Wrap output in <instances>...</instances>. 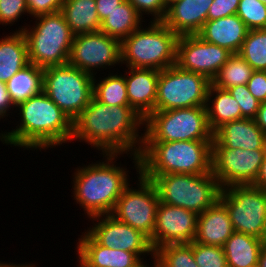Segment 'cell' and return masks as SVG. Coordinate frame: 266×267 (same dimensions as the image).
I'll return each mask as SVG.
<instances>
[{
	"label": "cell",
	"instance_id": "9c48e42d",
	"mask_svg": "<svg viewBox=\"0 0 266 267\" xmlns=\"http://www.w3.org/2000/svg\"><path fill=\"white\" fill-rule=\"evenodd\" d=\"M93 78L72 65L43 69L42 91L72 120L93 98Z\"/></svg>",
	"mask_w": 266,
	"mask_h": 267
},
{
	"label": "cell",
	"instance_id": "e575fe53",
	"mask_svg": "<svg viewBox=\"0 0 266 267\" xmlns=\"http://www.w3.org/2000/svg\"><path fill=\"white\" fill-rule=\"evenodd\" d=\"M193 254L198 267H228L224 249L221 246L193 241Z\"/></svg>",
	"mask_w": 266,
	"mask_h": 267
},
{
	"label": "cell",
	"instance_id": "f1b7e54d",
	"mask_svg": "<svg viewBox=\"0 0 266 267\" xmlns=\"http://www.w3.org/2000/svg\"><path fill=\"white\" fill-rule=\"evenodd\" d=\"M43 69L33 64L17 72L7 83L9 100L15 107L18 103L42 91Z\"/></svg>",
	"mask_w": 266,
	"mask_h": 267
},
{
	"label": "cell",
	"instance_id": "c3c4849f",
	"mask_svg": "<svg viewBox=\"0 0 266 267\" xmlns=\"http://www.w3.org/2000/svg\"><path fill=\"white\" fill-rule=\"evenodd\" d=\"M258 267H266V246L261 249L258 260Z\"/></svg>",
	"mask_w": 266,
	"mask_h": 267
},
{
	"label": "cell",
	"instance_id": "8fae6325",
	"mask_svg": "<svg viewBox=\"0 0 266 267\" xmlns=\"http://www.w3.org/2000/svg\"><path fill=\"white\" fill-rule=\"evenodd\" d=\"M219 200L225 205L235 232L263 239L266 229V190L248 185L222 188Z\"/></svg>",
	"mask_w": 266,
	"mask_h": 267
},
{
	"label": "cell",
	"instance_id": "9a60e30c",
	"mask_svg": "<svg viewBox=\"0 0 266 267\" xmlns=\"http://www.w3.org/2000/svg\"><path fill=\"white\" fill-rule=\"evenodd\" d=\"M231 55L227 49L208 43L197 34L183 35L177 42L176 65L204 75L212 82Z\"/></svg>",
	"mask_w": 266,
	"mask_h": 267
},
{
	"label": "cell",
	"instance_id": "681fc988",
	"mask_svg": "<svg viewBox=\"0 0 266 267\" xmlns=\"http://www.w3.org/2000/svg\"><path fill=\"white\" fill-rule=\"evenodd\" d=\"M75 255H77L76 258L78 257L77 258V263L79 264V265L77 264L78 267H91L77 253Z\"/></svg>",
	"mask_w": 266,
	"mask_h": 267
},
{
	"label": "cell",
	"instance_id": "bcb514c9",
	"mask_svg": "<svg viewBox=\"0 0 266 267\" xmlns=\"http://www.w3.org/2000/svg\"><path fill=\"white\" fill-rule=\"evenodd\" d=\"M150 257L153 259V260H151V262H153L151 266L149 265V263L147 264V262H146V260H144V258H142L139 262H137L132 267H158L159 264H158V260H157L155 253H153Z\"/></svg>",
	"mask_w": 266,
	"mask_h": 267
},
{
	"label": "cell",
	"instance_id": "44dd1931",
	"mask_svg": "<svg viewBox=\"0 0 266 267\" xmlns=\"http://www.w3.org/2000/svg\"><path fill=\"white\" fill-rule=\"evenodd\" d=\"M234 233L229 213L225 205L218 200L197 217L195 242L223 247Z\"/></svg>",
	"mask_w": 266,
	"mask_h": 267
},
{
	"label": "cell",
	"instance_id": "f5cc1de1",
	"mask_svg": "<svg viewBox=\"0 0 266 267\" xmlns=\"http://www.w3.org/2000/svg\"><path fill=\"white\" fill-rule=\"evenodd\" d=\"M260 2L266 4V0H259Z\"/></svg>",
	"mask_w": 266,
	"mask_h": 267
},
{
	"label": "cell",
	"instance_id": "1f68e13d",
	"mask_svg": "<svg viewBox=\"0 0 266 267\" xmlns=\"http://www.w3.org/2000/svg\"><path fill=\"white\" fill-rule=\"evenodd\" d=\"M238 54L254 71H266V29L249 30Z\"/></svg>",
	"mask_w": 266,
	"mask_h": 267
},
{
	"label": "cell",
	"instance_id": "d4e9b609",
	"mask_svg": "<svg viewBox=\"0 0 266 267\" xmlns=\"http://www.w3.org/2000/svg\"><path fill=\"white\" fill-rule=\"evenodd\" d=\"M264 247L262 239L235 232L227 239L223 249L228 267H256Z\"/></svg>",
	"mask_w": 266,
	"mask_h": 267
},
{
	"label": "cell",
	"instance_id": "d6a6232c",
	"mask_svg": "<svg viewBox=\"0 0 266 267\" xmlns=\"http://www.w3.org/2000/svg\"><path fill=\"white\" fill-rule=\"evenodd\" d=\"M159 267H198L194 260L193 242L168 244L154 250Z\"/></svg>",
	"mask_w": 266,
	"mask_h": 267
},
{
	"label": "cell",
	"instance_id": "83f0119b",
	"mask_svg": "<svg viewBox=\"0 0 266 267\" xmlns=\"http://www.w3.org/2000/svg\"><path fill=\"white\" fill-rule=\"evenodd\" d=\"M144 20L134 6L125 0L101 22L100 31L122 41L144 24Z\"/></svg>",
	"mask_w": 266,
	"mask_h": 267
},
{
	"label": "cell",
	"instance_id": "816d5d0a",
	"mask_svg": "<svg viewBox=\"0 0 266 267\" xmlns=\"http://www.w3.org/2000/svg\"><path fill=\"white\" fill-rule=\"evenodd\" d=\"M263 242H264V245L266 246V229H265V233H264V237H263Z\"/></svg>",
	"mask_w": 266,
	"mask_h": 267
},
{
	"label": "cell",
	"instance_id": "d6986e66",
	"mask_svg": "<svg viewBox=\"0 0 266 267\" xmlns=\"http://www.w3.org/2000/svg\"><path fill=\"white\" fill-rule=\"evenodd\" d=\"M126 68L124 77L129 106L145 119L151 112H154L159 71L155 69Z\"/></svg>",
	"mask_w": 266,
	"mask_h": 267
},
{
	"label": "cell",
	"instance_id": "4316f807",
	"mask_svg": "<svg viewBox=\"0 0 266 267\" xmlns=\"http://www.w3.org/2000/svg\"><path fill=\"white\" fill-rule=\"evenodd\" d=\"M60 12L74 35L101 29L95 0H64Z\"/></svg>",
	"mask_w": 266,
	"mask_h": 267
},
{
	"label": "cell",
	"instance_id": "60d3db41",
	"mask_svg": "<svg viewBox=\"0 0 266 267\" xmlns=\"http://www.w3.org/2000/svg\"><path fill=\"white\" fill-rule=\"evenodd\" d=\"M246 85L259 103L266 102V71H254Z\"/></svg>",
	"mask_w": 266,
	"mask_h": 267
},
{
	"label": "cell",
	"instance_id": "7c38bea8",
	"mask_svg": "<svg viewBox=\"0 0 266 267\" xmlns=\"http://www.w3.org/2000/svg\"><path fill=\"white\" fill-rule=\"evenodd\" d=\"M136 188L129 184L118 198L113 215L117 220L152 237L159 196L154 184L140 173ZM138 187V188H137Z\"/></svg>",
	"mask_w": 266,
	"mask_h": 267
},
{
	"label": "cell",
	"instance_id": "52a82bcc",
	"mask_svg": "<svg viewBox=\"0 0 266 267\" xmlns=\"http://www.w3.org/2000/svg\"><path fill=\"white\" fill-rule=\"evenodd\" d=\"M142 176L154 184L160 202L182 207L197 215L215 204L222 190L212 172Z\"/></svg>",
	"mask_w": 266,
	"mask_h": 267
},
{
	"label": "cell",
	"instance_id": "f35d334b",
	"mask_svg": "<svg viewBox=\"0 0 266 267\" xmlns=\"http://www.w3.org/2000/svg\"><path fill=\"white\" fill-rule=\"evenodd\" d=\"M64 0H26L29 17L60 12Z\"/></svg>",
	"mask_w": 266,
	"mask_h": 267
},
{
	"label": "cell",
	"instance_id": "f6af8a7d",
	"mask_svg": "<svg viewBox=\"0 0 266 267\" xmlns=\"http://www.w3.org/2000/svg\"><path fill=\"white\" fill-rule=\"evenodd\" d=\"M257 126L266 134V102L260 103L259 110L254 118Z\"/></svg>",
	"mask_w": 266,
	"mask_h": 267
},
{
	"label": "cell",
	"instance_id": "ee69618b",
	"mask_svg": "<svg viewBox=\"0 0 266 267\" xmlns=\"http://www.w3.org/2000/svg\"><path fill=\"white\" fill-rule=\"evenodd\" d=\"M251 185L266 190V156L260 166L256 180Z\"/></svg>",
	"mask_w": 266,
	"mask_h": 267
},
{
	"label": "cell",
	"instance_id": "8d00e7d4",
	"mask_svg": "<svg viewBox=\"0 0 266 267\" xmlns=\"http://www.w3.org/2000/svg\"><path fill=\"white\" fill-rule=\"evenodd\" d=\"M24 14L29 16L26 0H0V25L13 26Z\"/></svg>",
	"mask_w": 266,
	"mask_h": 267
},
{
	"label": "cell",
	"instance_id": "ac0fdd59",
	"mask_svg": "<svg viewBox=\"0 0 266 267\" xmlns=\"http://www.w3.org/2000/svg\"><path fill=\"white\" fill-rule=\"evenodd\" d=\"M214 0H167V13L162 21L178 36L200 32Z\"/></svg>",
	"mask_w": 266,
	"mask_h": 267
},
{
	"label": "cell",
	"instance_id": "7402d4cb",
	"mask_svg": "<svg viewBox=\"0 0 266 267\" xmlns=\"http://www.w3.org/2000/svg\"><path fill=\"white\" fill-rule=\"evenodd\" d=\"M77 241L75 252L91 267H132L142 259L132 252L103 247L86 231Z\"/></svg>",
	"mask_w": 266,
	"mask_h": 267
},
{
	"label": "cell",
	"instance_id": "d590c367",
	"mask_svg": "<svg viewBox=\"0 0 266 267\" xmlns=\"http://www.w3.org/2000/svg\"><path fill=\"white\" fill-rule=\"evenodd\" d=\"M227 90L241 108V119H254L259 110L260 103L249 92L247 85H238Z\"/></svg>",
	"mask_w": 266,
	"mask_h": 267
},
{
	"label": "cell",
	"instance_id": "6da1fadb",
	"mask_svg": "<svg viewBox=\"0 0 266 267\" xmlns=\"http://www.w3.org/2000/svg\"><path fill=\"white\" fill-rule=\"evenodd\" d=\"M140 129H144V118L131 106H109L93 96L73 121L71 142L86 143L99 154H130L138 175L139 153L144 143V132Z\"/></svg>",
	"mask_w": 266,
	"mask_h": 267
},
{
	"label": "cell",
	"instance_id": "30bf717a",
	"mask_svg": "<svg viewBox=\"0 0 266 267\" xmlns=\"http://www.w3.org/2000/svg\"><path fill=\"white\" fill-rule=\"evenodd\" d=\"M211 81L176 64L159 71L155 111L205 107Z\"/></svg>",
	"mask_w": 266,
	"mask_h": 267
},
{
	"label": "cell",
	"instance_id": "7bdbcfd3",
	"mask_svg": "<svg viewBox=\"0 0 266 267\" xmlns=\"http://www.w3.org/2000/svg\"><path fill=\"white\" fill-rule=\"evenodd\" d=\"M11 108L14 110V106L8 97L6 84L0 81V121L5 117L7 120L8 115L13 113L10 112Z\"/></svg>",
	"mask_w": 266,
	"mask_h": 267
},
{
	"label": "cell",
	"instance_id": "b9f144b4",
	"mask_svg": "<svg viewBox=\"0 0 266 267\" xmlns=\"http://www.w3.org/2000/svg\"><path fill=\"white\" fill-rule=\"evenodd\" d=\"M99 20L102 22L118 5L125 0H95Z\"/></svg>",
	"mask_w": 266,
	"mask_h": 267
},
{
	"label": "cell",
	"instance_id": "8992f818",
	"mask_svg": "<svg viewBox=\"0 0 266 267\" xmlns=\"http://www.w3.org/2000/svg\"><path fill=\"white\" fill-rule=\"evenodd\" d=\"M34 24L21 25L15 32H23L29 64L45 69L68 63L74 34L61 12L32 18Z\"/></svg>",
	"mask_w": 266,
	"mask_h": 267
},
{
	"label": "cell",
	"instance_id": "3957f363",
	"mask_svg": "<svg viewBox=\"0 0 266 267\" xmlns=\"http://www.w3.org/2000/svg\"><path fill=\"white\" fill-rule=\"evenodd\" d=\"M122 155L103 153L101 161L78 166L72 173V197L83 209L86 218L111 214L118 198L130 184L128 168H124L121 161L120 165L116 162Z\"/></svg>",
	"mask_w": 266,
	"mask_h": 267
},
{
	"label": "cell",
	"instance_id": "4dcf8cb0",
	"mask_svg": "<svg viewBox=\"0 0 266 267\" xmlns=\"http://www.w3.org/2000/svg\"><path fill=\"white\" fill-rule=\"evenodd\" d=\"M253 72L254 69L238 53L232 54L220 68L212 84L226 90L238 85H246Z\"/></svg>",
	"mask_w": 266,
	"mask_h": 267
},
{
	"label": "cell",
	"instance_id": "e0dca14e",
	"mask_svg": "<svg viewBox=\"0 0 266 267\" xmlns=\"http://www.w3.org/2000/svg\"><path fill=\"white\" fill-rule=\"evenodd\" d=\"M198 215L182 207L160 202L155 228L149 239L153 250L168 244H185L195 240Z\"/></svg>",
	"mask_w": 266,
	"mask_h": 267
},
{
	"label": "cell",
	"instance_id": "2e32d148",
	"mask_svg": "<svg viewBox=\"0 0 266 267\" xmlns=\"http://www.w3.org/2000/svg\"><path fill=\"white\" fill-rule=\"evenodd\" d=\"M89 219L93 224L85 231L103 247L132 252L145 259V255L149 257L154 253L145 234L117 220L113 215H99Z\"/></svg>",
	"mask_w": 266,
	"mask_h": 267
},
{
	"label": "cell",
	"instance_id": "277c9868",
	"mask_svg": "<svg viewBox=\"0 0 266 267\" xmlns=\"http://www.w3.org/2000/svg\"><path fill=\"white\" fill-rule=\"evenodd\" d=\"M212 172V141L144 142L139 153L141 175Z\"/></svg>",
	"mask_w": 266,
	"mask_h": 267
},
{
	"label": "cell",
	"instance_id": "f907efd6",
	"mask_svg": "<svg viewBox=\"0 0 266 267\" xmlns=\"http://www.w3.org/2000/svg\"><path fill=\"white\" fill-rule=\"evenodd\" d=\"M263 151H264V155L266 156V134H264L263 136Z\"/></svg>",
	"mask_w": 266,
	"mask_h": 267
},
{
	"label": "cell",
	"instance_id": "7a4b0ae2",
	"mask_svg": "<svg viewBox=\"0 0 266 267\" xmlns=\"http://www.w3.org/2000/svg\"><path fill=\"white\" fill-rule=\"evenodd\" d=\"M14 108V112L19 111L20 120L15 129L1 130L0 141L3 144L41 152L71 143L73 121L43 91Z\"/></svg>",
	"mask_w": 266,
	"mask_h": 267
},
{
	"label": "cell",
	"instance_id": "603a6c76",
	"mask_svg": "<svg viewBox=\"0 0 266 267\" xmlns=\"http://www.w3.org/2000/svg\"><path fill=\"white\" fill-rule=\"evenodd\" d=\"M263 131L254 119L242 118L224 123L213 137L224 147L232 149H263Z\"/></svg>",
	"mask_w": 266,
	"mask_h": 267
},
{
	"label": "cell",
	"instance_id": "ab89813d",
	"mask_svg": "<svg viewBox=\"0 0 266 267\" xmlns=\"http://www.w3.org/2000/svg\"><path fill=\"white\" fill-rule=\"evenodd\" d=\"M240 0H214L210 6L207 20H216L236 14Z\"/></svg>",
	"mask_w": 266,
	"mask_h": 267
},
{
	"label": "cell",
	"instance_id": "5b68a950",
	"mask_svg": "<svg viewBox=\"0 0 266 267\" xmlns=\"http://www.w3.org/2000/svg\"><path fill=\"white\" fill-rule=\"evenodd\" d=\"M179 36L162 21H150L121 41V66L161 71L176 64Z\"/></svg>",
	"mask_w": 266,
	"mask_h": 267
},
{
	"label": "cell",
	"instance_id": "cb8c5ba5",
	"mask_svg": "<svg viewBox=\"0 0 266 267\" xmlns=\"http://www.w3.org/2000/svg\"><path fill=\"white\" fill-rule=\"evenodd\" d=\"M13 32L0 38V81L5 84L29 65L25 36L23 32Z\"/></svg>",
	"mask_w": 266,
	"mask_h": 267
},
{
	"label": "cell",
	"instance_id": "5bb4252c",
	"mask_svg": "<svg viewBox=\"0 0 266 267\" xmlns=\"http://www.w3.org/2000/svg\"><path fill=\"white\" fill-rule=\"evenodd\" d=\"M68 64L96 76L101 70L121 65V41L102 31L75 35Z\"/></svg>",
	"mask_w": 266,
	"mask_h": 267
},
{
	"label": "cell",
	"instance_id": "836d02e7",
	"mask_svg": "<svg viewBox=\"0 0 266 267\" xmlns=\"http://www.w3.org/2000/svg\"><path fill=\"white\" fill-rule=\"evenodd\" d=\"M236 14L249 30L266 29V4L259 0H240Z\"/></svg>",
	"mask_w": 266,
	"mask_h": 267
},
{
	"label": "cell",
	"instance_id": "f546056e",
	"mask_svg": "<svg viewBox=\"0 0 266 267\" xmlns=\"http://www.w3.org/2000/svg\"><path fill=\"white\" fill-rule=\"evenodd\" d=\"M109 73L110 74L104 78H97L98 76H94V97L99 102L109 106H129L124 74L118 75L117 72L115 74L111 72Z\"/></svg>",
	"mask_w": 266,
	"mask_h": 267
},
{
	"label": "cell",
	"instance_id": "484cf974",
	"mask_svg": "<svg viewBox=\"0 0 266 267\" xmlns=\"http://www.w3.org/2000/svg\"><path fill=\"white\" fill-rule=\"evenodd\" d=\"M208 125L214 133L224 123L241 119V108L228 90L214 86L208 90L206 100Z\"/></svg>",
	"mask_w": 266,
	"mask_h": 267
},
{
	"label": "cell",
	"instance_id": "ffe728a7",
	"mask_svg": "<svg viewBox=\"0 0 266 267\" xmlns=\"http://www.w3.org/2000/svg\"><path fill=\"white\" fill-rule=\"evenodd\" d=\"M249 29L237 14L207 20L197 34L204 41L227 49L232 54L239 52Z\"/></svg>",
	"mask_w": 266,
	"mask_h": 267
},
{
	"label": "cell",
	"instance_id": "7dc6e473",
	"mask_svg": "<svg viewBox=\"0 0 266 267\" xmlns=\"http://www.w3.org/2000/svg\"><path fill=\"white\" fill-rule=\"evenodd\" d=\"M35 265L36 264H34V263L31 264V262L30 263L26 262L25 264L24 263H22V264L21 263H19V264L17 263L16 264L15 262L14 263L13 262L12 263L11 262L7 263V261H6V263H5L4 261L3 262L0 261V267H36Z\"/></svg>",
	"mask_w": 266,
	"mask_h": 267
},
{
	"label": "cell",
	"instance_id": "74e56055",
	"mask_svg": "<svg viewBox=\"0 0 266 267\" xmlns=\"http://www.w3.org/2000/svg\"><path fill=\"white\" fill-rule=\"evenodd\" d=\"M137 13L144 19V14L150 17V21H163L167 13L166 0H128ZM150 15V16H149Z\"/></svg>",
	"mask_w": 266,
	"mask_h": 267
},
{
	"label": "cell",
	"instance_id": "4fadbf2b",
	"mask_svg": "<svg viewBox=\"0 0 266 267\" xmlns=\"http://www.w3.org/2000/svg\"><path fill=\"white\" fill-rule=\"evenodd\" d=\"M264 157L263 149L226 148L213 137L212 174L221 188L252 184L256 180Z\"/></svg>",
	"mask_w": 266,
	"mask_h": 267
},
{
	"label": "cell",
	"instance_id": "ba28073f",
	"mask_svg": "<svg viewBox=\"0 0 266 267\" xmlns=\"http://www.w3.org/2000/svg\"><path fill=\"white\" fill-rule=\"evenodd\" d=\"M143 132L144 142L213 141L206 107L151 112Z\"/></svg>",
	"mask_w": 266,
	"mask_h": 267
}]
</instances>
